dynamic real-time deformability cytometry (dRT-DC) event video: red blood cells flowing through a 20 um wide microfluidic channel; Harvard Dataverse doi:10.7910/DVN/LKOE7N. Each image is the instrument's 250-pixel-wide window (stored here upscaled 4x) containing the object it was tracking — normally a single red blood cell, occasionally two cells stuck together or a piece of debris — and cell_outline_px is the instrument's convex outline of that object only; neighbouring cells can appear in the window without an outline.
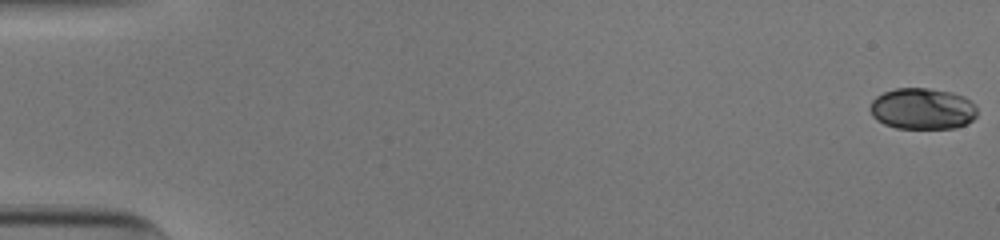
{"species": "human", "species_latin": "Homo sapiens", "temperature_condition": "cold", "stored_images_in_passage": 53, "camera_frame_rate_fps": 3000, "um_per_image_px": 0.085, "donor": {"sex": "male"}, "frame": {"image": 1, "passage_image": 1, "time_ms": 0.0, "image_size_px": [1000, 240], "cell_outline_px": [[976, 116], [972, 120], [956, 128], [896, 128], [884, 124], [876, 120], [872, 116], [868, 108], [872, 100], [876, 96], [884, 92], [896, 88], [928, 88], [952, 92], [964, 96], [976, 104]], "centroid_in_image_um": [78.38, 9.24], "position_along_channel_um": 6.6, "area_um2": 26.01}}
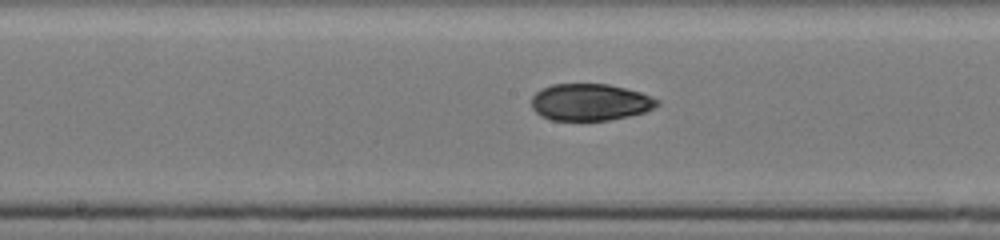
{"frame": {"image": 2, "passage_image": 29, "time_ms": 9.333, "image_size_px": [1000, 240], "cell_outline_px": [[660, 104], [644, 112], [628, 116], [608, 120], [552, 120], [540, 116], [532, 108], [532, 96], [540, 88], [552, 84], [608, 84], [640, 92], [660, 100]], "centroid_in_image_um": [50.13, 8.68], "position_along_channel_um": 198.1, "area_um2": 26.99}}
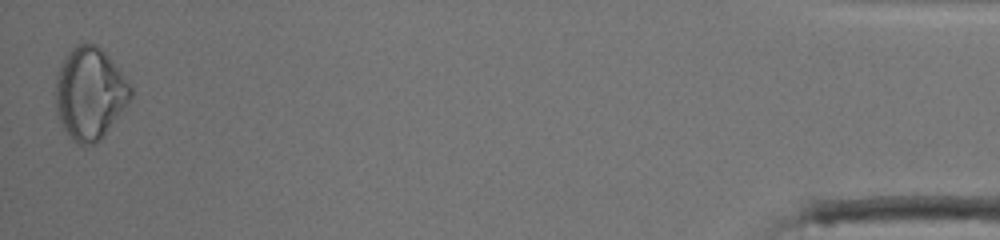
{"frame": {"image": 3, "passage_image": 53, "time_ms": 17.333, "image_size_px": [1000, 240], "cell_outline_px": [[132, 96], [104, 136], [92, 144], [80, 144], [68, 136], [56, 112], [56, 76], [60, 64], [68, 52], [72, 48], [80, 44], [96, 44], [112, 60], [124, 76], [132, 88]], "centroid_in_image_um": [7.62, 7.93], "position_along_channel_um": 427.6, "area_um2": 39.77}, "authors_computed_cell_mechanics": {"area_um2": 27.2816, "velocity_mm_per_s": 3.9339, "shape_relaxation_time_tau1_ms": null, "shape_relaxation_time_tau2_ms": 2.7798, "deformation_change_tau1": null, "deformation_change_tau2": 0.0614}}